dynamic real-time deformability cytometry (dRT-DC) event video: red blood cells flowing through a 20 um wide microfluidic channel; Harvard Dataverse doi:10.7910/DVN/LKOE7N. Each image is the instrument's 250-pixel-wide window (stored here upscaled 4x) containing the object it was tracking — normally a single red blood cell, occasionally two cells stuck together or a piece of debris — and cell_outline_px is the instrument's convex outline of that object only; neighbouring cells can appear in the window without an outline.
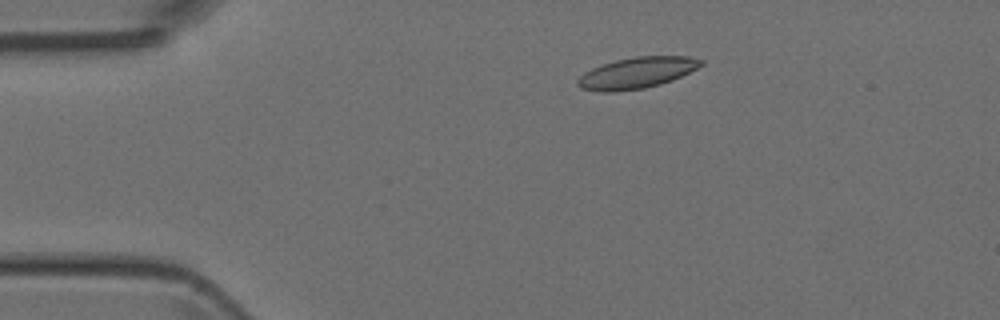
{"species": "Egyptian fruit bat (a non-hibernating species)", "species_latin": "Rousettus aegyptiacus", "temperature_condition": "room temperature", "stored_images_in_passage": 6, "camera_frame_rate_fps": 3000, "um_per_image_px": 0.085, "animal": {"sex": "female"}, "frame": {"image": 1, "passage_image": 3, "time_ms": 2.333, "image_size_px": [1000, 320], "cell_outline_px": [[704, 64], [672, 80], [660, 84], [644, 88], [612, 92], [600, 92], [580, 88], [576, 84], [576, 80], [584, 72], [592, 68], [616, 60], [636, 56], [688, 56], [704, 60]], "centroid_in_image_um": [54.1, 6.19], "position_along_channel_um": 30.9, "area_um2": 22.31}}
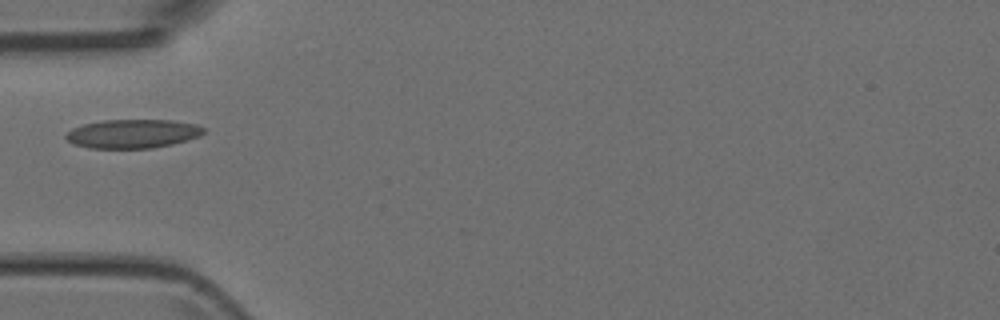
{"frame": {"image": 2, "passage_image": 5, "time_ms": 4.667, "image_size_px": [1000, 320], "cell_outline_px": [[204, 132], [200, 136], [172, 144], [152, 148], [88, 148], [72, 144], [64, 136], [72, 128], [84, 124], [104, 120], [172, 120], [196, 124], [204, 128]], "centroid_in_image_um": [11.26, 11.37], "position_along_channel_um": 73.7, "area_um2": 23.12}}
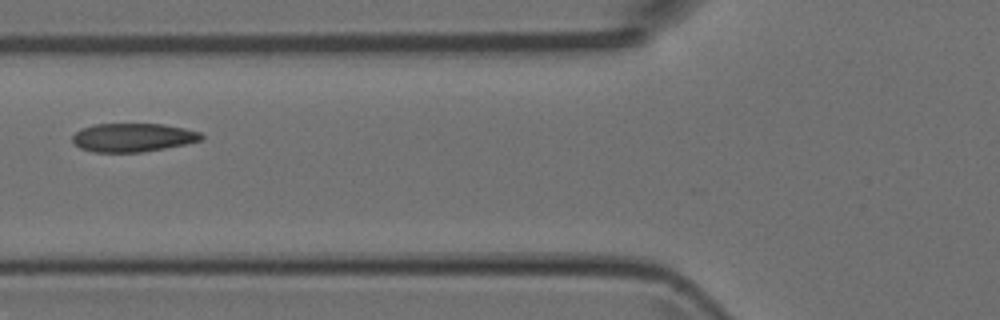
{"frame": {"image": 3, "passage_image": 6, "time_ms": 5.667, "image_size_px": [1000, 320], "cell_outline_px": [[204, 136], [200, 140], [184, 144], [144, 152], [92, 152], [80, 148], [72, 144], [72, 136], [80, 128], [92, 124], [164, 124], [184, 128], [200, 132]], "centroid_in_image_um": [11.24, 11.68], "position_along_channel_um": 114.6, "area_um2": 21.56}}